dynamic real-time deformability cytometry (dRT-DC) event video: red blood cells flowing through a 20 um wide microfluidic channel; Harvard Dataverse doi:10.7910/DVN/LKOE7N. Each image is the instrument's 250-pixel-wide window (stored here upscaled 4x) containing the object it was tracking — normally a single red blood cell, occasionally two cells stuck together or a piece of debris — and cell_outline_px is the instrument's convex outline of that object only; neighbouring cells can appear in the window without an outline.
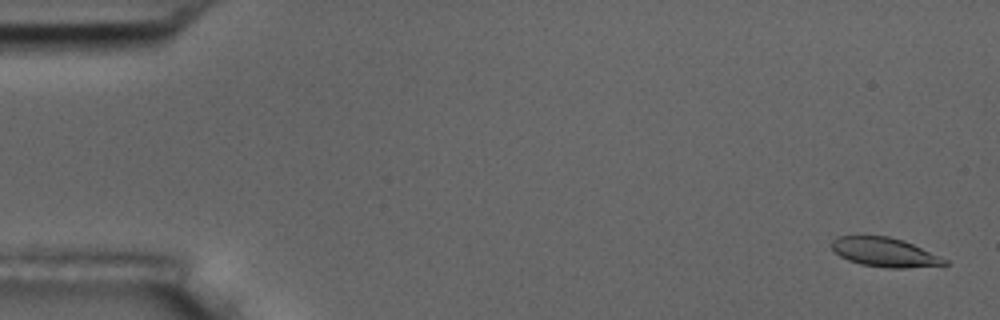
{"species": "common noctule bat (a hibernating species)", "species_latin": "Nyctalus noctula", "temperature_condition": "room temperature", "stored_images_in_passage": 55, "camera_frame_rate_fps": 3000, "um_per_image_px": 0.085, "animal": {"sex": "male", "body_mass_g": 17.5, "forearm_length_mm": 52.3}, "frame": {"image": 1, "passage_image": 2, "time_ms": 0.333, "image_size_px": [1000, 320], "cell_outline_px": [[948, 264], [904, 268], [888, 268], [860, 264], [848, 260], [840, 256], [832, 248], [832, 240], [836, 236], [888, 236], [904, 240], [940, 256], [948, 260]], "centroid_in_image_um": [75.19, 21.44], "position_along_channel_um": 9.8, "area_um2": 19.07}}
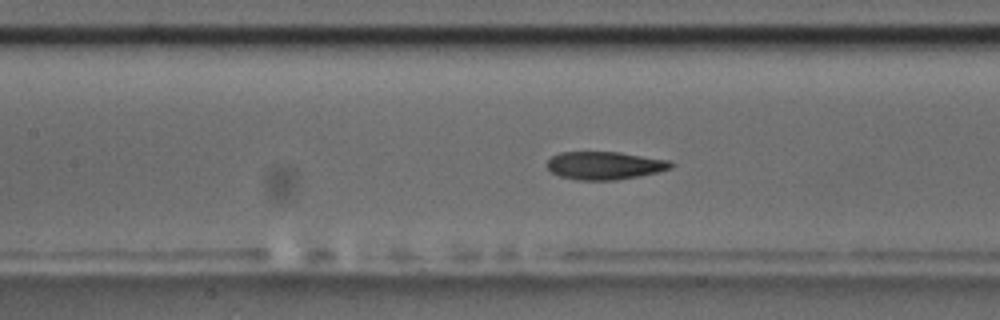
{"frame": {"image": 2, "passage_image": 25, "time_ms": 8.0, "image_size_px": [1000, 320], "cell_outline_px": [[676, 164], [672, 168], [660, 172], [640, 176], [616, 180], [580, 180], [560, 176], [552, 172], [548, 168], [548, 160], [552, 156], [560, 152], [620, 152], [668, 160]], "centroid_in_image_um": [51.45, 14.07], "position_along_channel_um": 155.9, "area_um2": 20.23}}
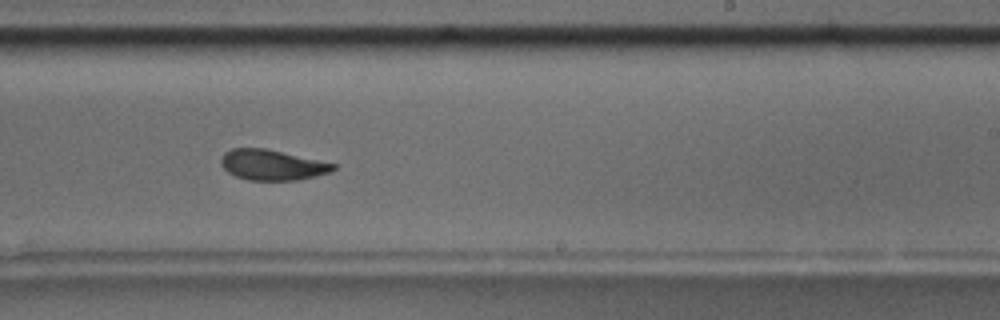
{"frame": {"image": 3, "passage_image": 34, "time_ms": 11.0, "image_size_px": [1000, 320], "cell_outline_px": [[336, 168], [328, 172], [296, 180], [248, 180], [236, 176], [228, 172], [220, 164], [220, 160], [224, 152], [232, 148], [264, 148], [336, 164]], "centroid_in_image_um": [23.07, 14.01], "position_along_channel_um": 265.9, "area_um2": 19.59}, "authors_computed_cell_mechanics": {"area_um2": 20.4612, "velocity_mm_per_s": 3.6768, "shape_relaxation_time_tau1_ms": 5.3918, "shape_relaxation_time_tau2_ms": 1.9068, "deformation_change_tau1": 0.1704, "deformation_change_tau2": 0.0761}}